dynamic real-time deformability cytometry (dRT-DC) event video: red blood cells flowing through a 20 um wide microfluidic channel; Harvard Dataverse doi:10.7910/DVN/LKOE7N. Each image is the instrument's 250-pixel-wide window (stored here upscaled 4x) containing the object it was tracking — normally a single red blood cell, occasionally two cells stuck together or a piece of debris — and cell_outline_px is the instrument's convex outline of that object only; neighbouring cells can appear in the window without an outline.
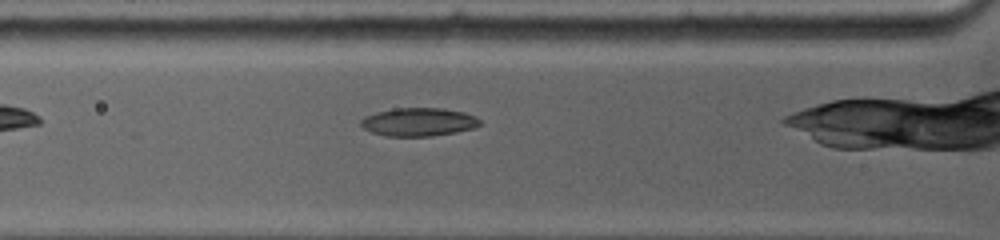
{"species": "common noctule bat (a hibernating species)", "species_latin": "Nyctalus noctula", "temperature_condition": "warm", "stored_images_in_passage": 50, "camera_frame_rate_fps": 5000, "um_per_image_px": 0.085, "animal": {"sex": "female", "body_mass_g": 19.0, "forearm_length_mm": 53.3}, "frame": {"image": 1, "passage_image": 5, "time_ms": 0.8, "image_size_px": [1000, 240], "cell_outline_px": [[480, 124], [476, 128], [456, 132], [432, 136], [384, 136], [372, 132], [364, 128], [360, 124], [360, 120], [364, 116], [376, 112], [396, 108], [444, 108], [464, 112], [476, 116], [480, 120]], "centroid_in_image_um": [35.59, 10.37], "position_along_channel_um": 90.2, "area_um2": 19.77}}
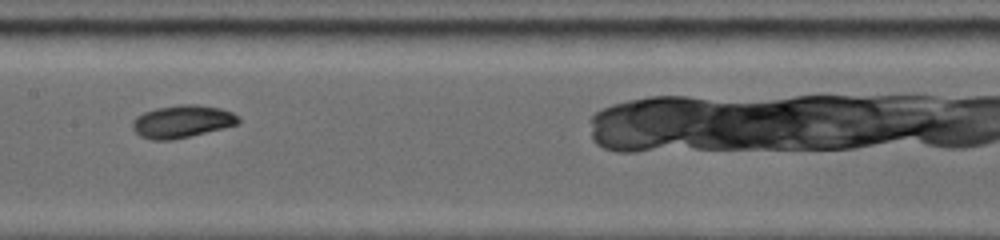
{"frame": {"image": 2, "passage_image": 17, "time_ms": 3.4, "image_size_px": [1000, 240], "cell_outline_px": [[240, 120], [236, 124], [224, 128], [172, 140], [152, 140], [140, 136], [132, 128], [132, 120], [136, 116], [144, 112], [156, 108], [180, 104], [196, 104], [220, 108], [232, 112], [240, 116]], "centroid_in_image_um": [15.47, 10.32], "position_along_channel_um": 191.9, "area_um2": 20.17}}
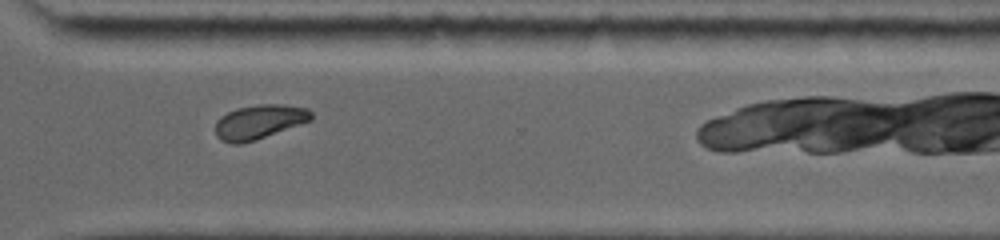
{"frame": {"image": 3, "passage_image": 37, "time_ms": 7.4, "image_size_px": [1000, 240], "cell_outline_px": [[312, 120], [256, 140], [240, 144], [232, 144], [220, 140], [216, 136], [216, 120], [220, 116], [236, 108], [260, 104], [284, 104], [308, 108], [312, 112]], "centroid_in_image_um": [22.03, 10.36], "position_along_channel_um": 348.6, "area_um2": 19.31}}